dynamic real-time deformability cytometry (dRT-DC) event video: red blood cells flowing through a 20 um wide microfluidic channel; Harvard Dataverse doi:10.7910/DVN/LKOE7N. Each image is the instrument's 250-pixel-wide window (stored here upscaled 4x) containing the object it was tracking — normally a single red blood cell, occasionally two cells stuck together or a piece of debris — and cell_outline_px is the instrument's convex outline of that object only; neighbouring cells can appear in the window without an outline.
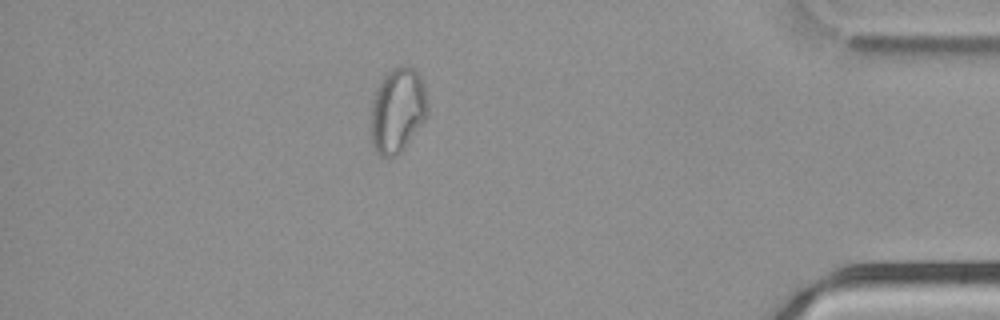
{"species": "common noctule bat (a hibernating species)", "species_latin": "Nyctalus noctula", "temperature_condition": "cold", "stored_images_in_passage": 45, "camera_frame_rate_fps": 3000, "um_per_image_px": 0.085, "animal": {"sex": "male", "body_mass_g": 21.5, "forearm_length_mm": 52.0}, "frame": {"image": 1, "passage_image": 39, "time_ms": 12.667, "image_size_px": [1000, 320], "cell_outline_px": [[428, 116], [404, 148], [396, 156], [388, 160], [380, 156], [376, 152], [372, 140], [368, 116], [372, 100], [380, 80], [396, 64], [408, 64], [420, 76], [424, 84], [428, 108]], "centroid_in_image_um": [33.76, 9.38], "position_along_channel_um": 401.4, "area_um2": 28.96}}